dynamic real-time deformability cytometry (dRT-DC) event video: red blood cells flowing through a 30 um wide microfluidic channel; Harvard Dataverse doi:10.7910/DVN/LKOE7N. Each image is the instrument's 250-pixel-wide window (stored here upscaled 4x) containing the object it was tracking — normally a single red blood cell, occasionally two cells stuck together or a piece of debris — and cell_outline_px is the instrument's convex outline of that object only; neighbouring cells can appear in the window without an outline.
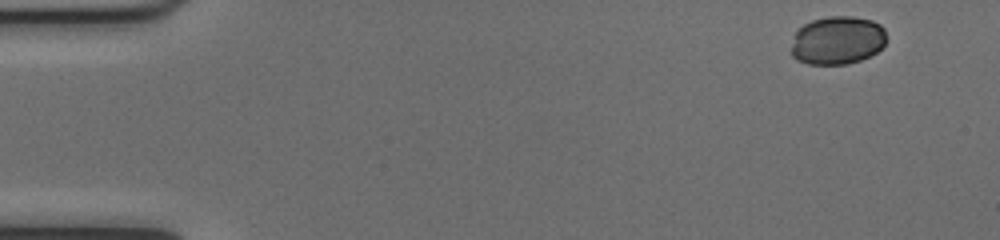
{"species": "common noctule bat (a hibernating species)", "species_latin": "Nyctalus noctula", "temperature_condition": "cold", "stored_images_in_passage": 49, "camera_frame_rate_fps": 3000, "um_per_image_px": 0.085, "animal": {"sex": "female", "body_mass_g": 17.0, "forearm_length_mm": 48.0}, "frame": {"image": 1, "passage_image": 1, "time_ms": 0.0, "image_size_px": [1000, 240], "cell_outline_px": [[888, 40], [876, 52], [860, 60], [848, 64], [808, 64], [796, 60], [792, 56], [792, 44], [796, 32], [804, 24], [812, 20], [828, 16], [852, 16], [872, 20], [880, 24], [884, 28]], "centroid_in_image_um": [71.2, 3.42], "position_along_channel_um": 13.8, "area_um2": 26.93}}
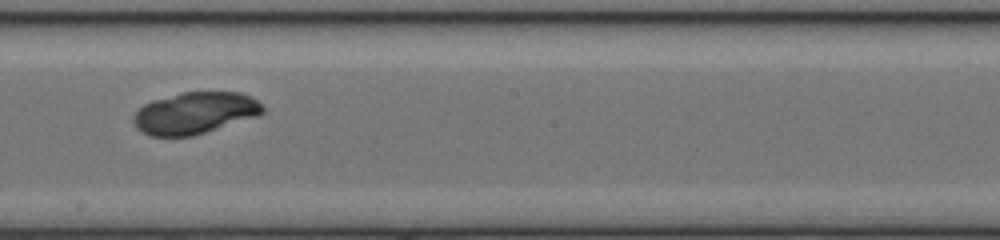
{"frame": {"image": 2, "passage_image": 27, "time_ms": 8.667, "image_size_px": [1000, 240], "cell_outline_px": [[264, 112], [256, 116], [192, 136], [152, 136], [140, 132], [136, 128], [132, 120], [132, 116], [144, 104], [152, 100], [184, 92], [240, 92], [256, 100], [264, 108]], "centroid_in_image_um": [16.51, 9.61], "position_along_channel_um": 231.7, "area_um2": 31.15}}
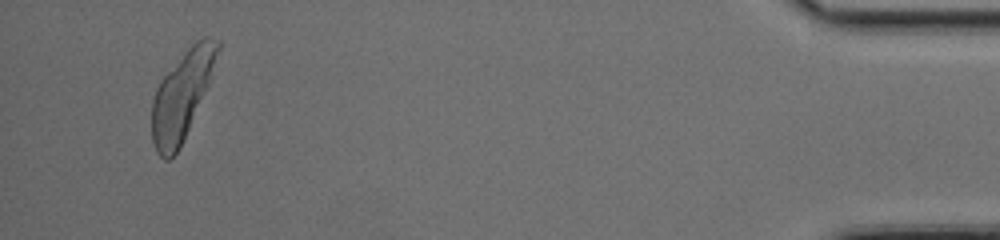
{"frame": {"image": 3, "passage_image": 47, "time_ms": 15.333, "image_size_px": [1000, 240], "cell_outline_px": [[220, 48], [208, 84], [180, 148], [168, 160], [164, 160], [156, 152], [152, 140], [152, 100], [156, 88], [160, 80], [184, 52], [196, 40], [204, 36], [208, 36], [220, 40]], "centroid_in_image_um": [15.45, 8.1], "position_along_channel_um": 419.8, "area_um2": 33.29}}